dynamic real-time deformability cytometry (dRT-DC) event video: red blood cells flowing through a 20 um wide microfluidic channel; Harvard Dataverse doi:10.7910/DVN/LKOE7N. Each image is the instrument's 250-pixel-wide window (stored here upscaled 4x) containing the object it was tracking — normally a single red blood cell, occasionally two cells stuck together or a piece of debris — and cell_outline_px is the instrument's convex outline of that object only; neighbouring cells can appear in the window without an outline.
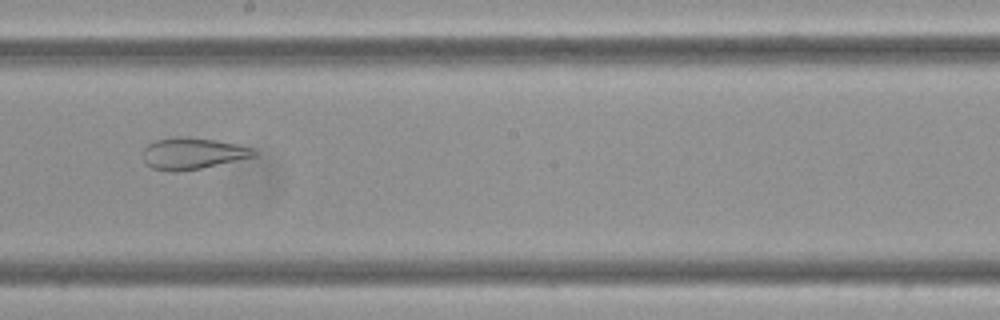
{"species": "Egyptian fruit bat (a non-hibernating species)", "species_latin": "Rousettus aegyptiacus", "temperature_condition": "cold", "stored_images_in_passage": 8, "camera_frame_rate_fps": 3000, "um_per_image_px": 0.085, "frame": {"image": 1, "passage_image": 8, "time_ms": 2.333, "image_size_px": [1000, 320], "cell_outline_px": [[256, 156], [200, 168], [176, 172], [152, 168], [144, 160], [144, 148], [148, 144], [156, 140], [176, 136], [184, 136], [216, 140], [236, 144], [252, 148], [256, 152]], "centroid_in_image_um": [16.36, 13.03], "position_along_channel_um": 231.8, "area_um2": 20.11}}